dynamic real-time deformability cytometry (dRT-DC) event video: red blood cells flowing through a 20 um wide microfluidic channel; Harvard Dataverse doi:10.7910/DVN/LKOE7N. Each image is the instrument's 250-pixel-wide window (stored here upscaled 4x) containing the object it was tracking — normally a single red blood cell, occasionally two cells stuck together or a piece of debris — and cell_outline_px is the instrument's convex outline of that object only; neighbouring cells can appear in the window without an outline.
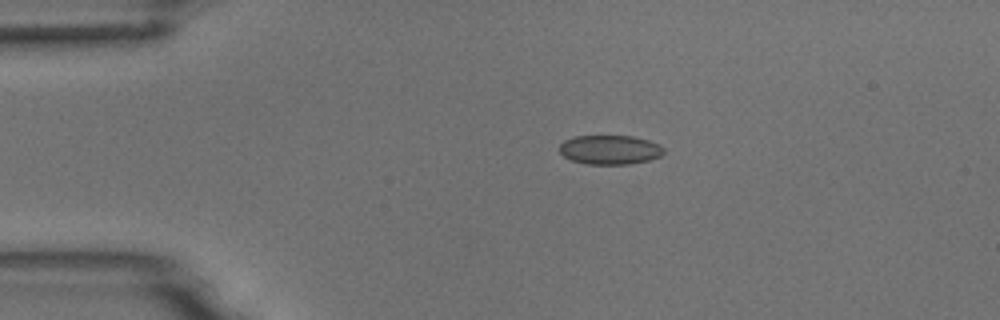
{"species": "common noctule bat (a hibernating species)", "species_latin": "Nyctalus noctula", "temperature_condition": "room temperature", "stored_images_in_passage": 5, "camera_frame_rate_fps": 3000, "um_per_image_px": 0.085, "animal": {"sex": "male", "body_mass_g": 18.8}, "frame": {"image": 1, "passage_image": 3, "time_ms": 0.667, "image_size_px": [1000, 320], "cell_outline_px": [[664, 152], [660, 156], [648, 160], [628, 164], [588, 164], [572, 160], [564, 156], [560, 152], [560, 144], [564, 140], [572, 136], [632, 136], [648, 140], [660, 144], [664, 148]], "centroid_in_image_um": [51.84, 12.72], "position_along_channel_um": 33.2, "area_um2": 17.74}}
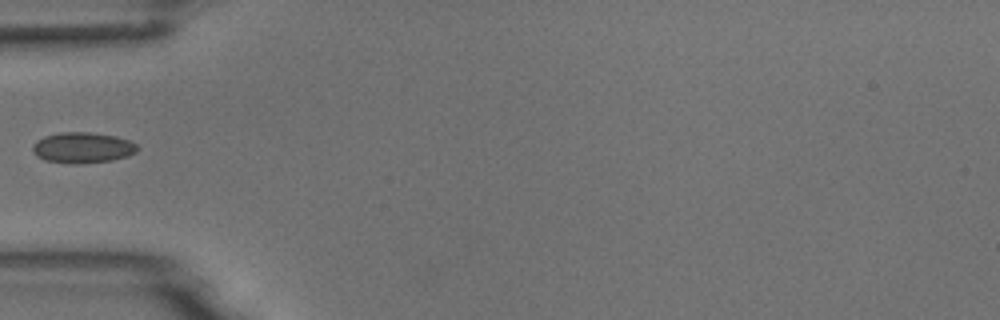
{"frame": {"image": 2, "passage_image": 5, "time_ms": 1.333, "image_size_px": [1000, 320], "cell_outline_px": [[140, 148], [136, 152], [128, 156], [112, 160], [80, 164], [72, 164], [44, 160], [36, 156], [32, 152], [32, 148], [36, 140], [44, 136], [60, 132], [88, 132], [116, 136], [128, 140], [136, 144]], "centroid_in_image_um": [7.01, 12.56], "position_along_channel_um": 78.0, "area_um2": 18.96}}